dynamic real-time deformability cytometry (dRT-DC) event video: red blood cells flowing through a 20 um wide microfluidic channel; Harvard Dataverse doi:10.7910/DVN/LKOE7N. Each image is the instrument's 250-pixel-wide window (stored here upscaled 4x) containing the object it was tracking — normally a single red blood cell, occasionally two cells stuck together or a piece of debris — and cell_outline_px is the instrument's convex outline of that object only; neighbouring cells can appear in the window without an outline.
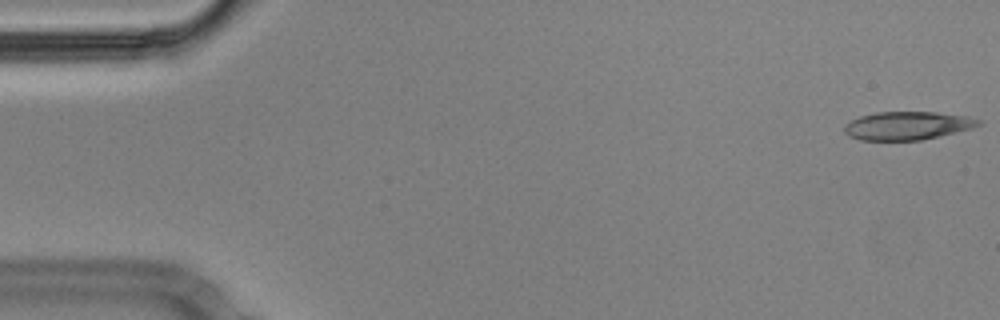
{"species": "Egyptian fruit bat (a non-hibernating species)", "species_latin": "Rousettus aegyptiacus", "temperature_condition": "cold", "stored_images_in_passage": 56, "camera_frame_rate_fps": 3000, "um_per_image_px": 0.085, "animal": {"sex": "male"}, "frame": {"image": 1, "passage_image": 1, "time_ms": 0.0, "image_size_px": [1000, 320], "cell_outline_px": [[984, 124], [972, 128], [940, 136], [920, 140], [860, 140], [848, 136], [844, 132], [844, 124], [860, 116], [876, 112], [936, 112], [968, 116], [980, 120]], "centroid_in_image_um": [77.13, 10.68], "position_along_channel_um": 7.9, "area_um2": 22.2}}
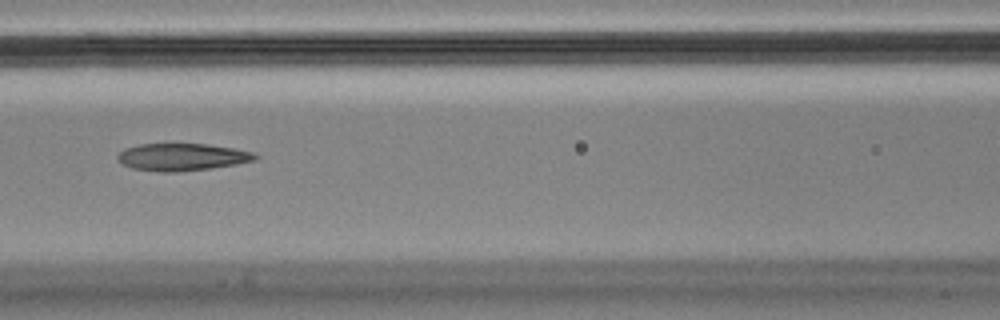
{"frame": {"image": 2, "passage_image": 24, "time_ms": 7.667, "image_size_px": [1000, 320], "cell_outline_px": [[260, 156], [256, 160], [236, 164], [212, 168], [176, 172], [164, 172], [132, 168], [124, 164], [116, 156], [124, 148], [140, 144], [208, 144], [232, 148], [252, 152]], "centroid_in_image_um": [15.5, 13.34], "position_along_channel_um": 151.1, "area_um2": 21.73}}
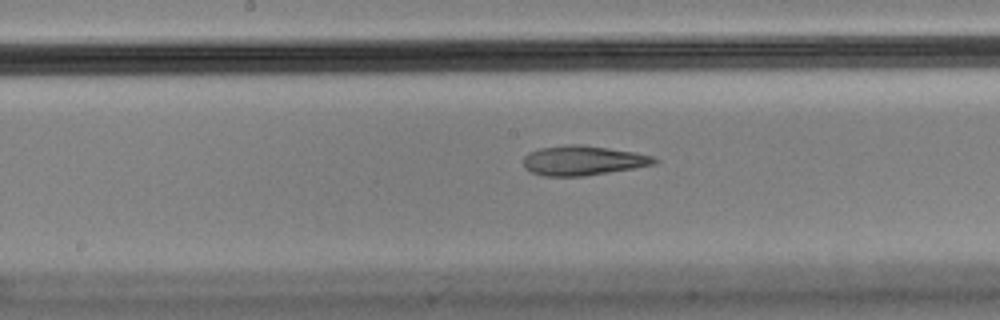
{"frame": {"image": 3, "passage_image": 28, "time_ms": 9.0, "image_size_px": [1000, 320], "cell_outline_px": [[660, 160], [656, 164], [584, 176], [544, 176], [532, 172], [524, 168], [524, 156], [528, 152], [540, 148], [564, 144], [580, 144], [636, 152], [652, 156]], "centroid_in_image_um": [49.54, 13.63], "position_along_channel_um": 198.7, "area_um2": 22.66}, "authors_computed_cell_mechanics": {"area_um2": 23.2934, "velocity_mm_per_s": 3.5663, "shape_relaxation_time_tau1_ms": null, "shape_relaxation_time_tau2_ms": 4.8108, "deformation_change_tau1": null, "deformation_change_tau2": 0.1423}}